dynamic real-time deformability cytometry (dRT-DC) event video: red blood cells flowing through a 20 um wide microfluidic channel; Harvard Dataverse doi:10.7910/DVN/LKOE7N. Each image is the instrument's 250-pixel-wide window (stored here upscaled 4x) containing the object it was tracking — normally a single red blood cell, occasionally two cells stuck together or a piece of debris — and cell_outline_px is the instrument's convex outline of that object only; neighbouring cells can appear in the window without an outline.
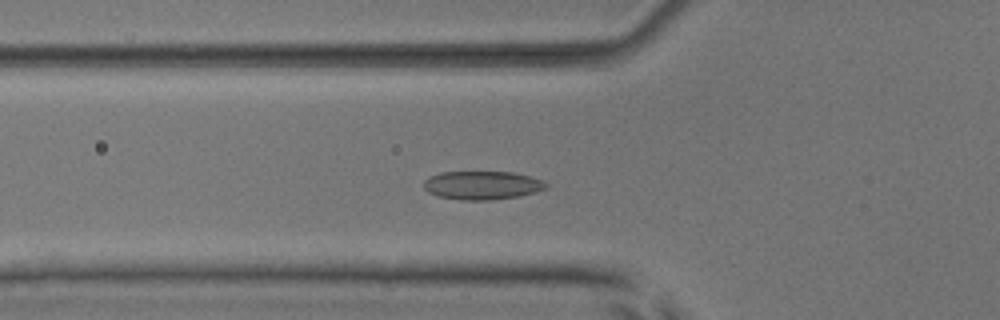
{"species": "common noctule bat (a hibernating species)", "species_latin": "Nyctalus noctula", "temperature_condition": "room temperature", "stored_images_in_passage": 49, "camera_frame_rate_fps": 3000, "um_per_image_px": 0.085, "animal": {"sex": "male", "body_mass_g": 17.9, "forearm_length_mm": 54.2}, "frame": {"image": 1, "passage_image": 15, "time_ms": 4.667, "image_size_px": [1000, 320], "cell_outline_px": [[548, 184], [544, 188], [536, 192], [520, 196], [488, 200], [460, 200], [440, 196], [428, 192], [424, 188], [424, 180], [428, 176], [440, 172], [512, 172], [528, 176], [540, 180]], "centroid_in_image_um": [40.94, 15.74], "position_along_channel_um": 84.9, "area_um2": 20.17}}
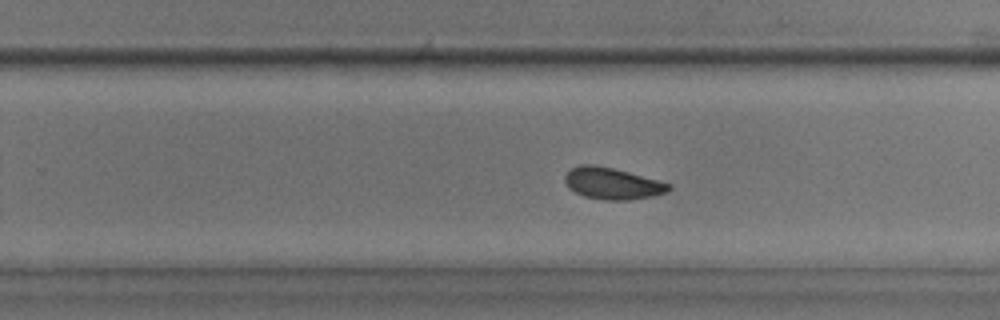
{"frame": {"image": 2, "passage_image": 30, "time_ms": 9.667, "image_size_px": [1000, 320], "cell_outline_px": [[672, 188], [664, 192], [652, 196], [628, 200], [604, 200], [584, 196], [568, 188], [564, 180], [564, 176], [572, 168], [580, 164], [592, 164], [612, 168], [628, 172], [672, 184]], "centroid_in_image_um": [52.02, 15.59], "position_along_channel_um": 277.8, "area_um2": 18.96}}
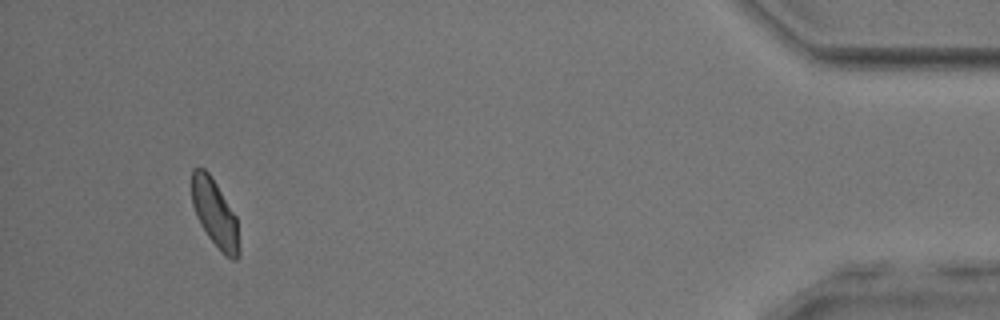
{"frame": {"image": 3, "passage_image": 46, "time_ms": 15.0, "image_size_px": [1000, 320], "cell_outline_px": [[240, 256], [236, 260], [232, 260], [224, 256], [208, 236], [200, 224], [196, 216], [192, 204], [192, 168], [204, 168], [208, 172], [216, 184], [236, 216], [240, 248]], "centroid_in_image_um": [18.28, 18.19], "position_along_channel_um": 416.9, "area_um2": 18.67}, "authors_computed_cell_mechanics": {"area_um2": 19.4786, "velocity_mm_per_s": 3.8744, "shape_relaxation_time_tau1_ms": 2.4214, "shape_relaxation_time_tau2_ms": 3.4371, "deformation_change_tau1": 0.0757, "deformation_change_tau2": 0.0688}}